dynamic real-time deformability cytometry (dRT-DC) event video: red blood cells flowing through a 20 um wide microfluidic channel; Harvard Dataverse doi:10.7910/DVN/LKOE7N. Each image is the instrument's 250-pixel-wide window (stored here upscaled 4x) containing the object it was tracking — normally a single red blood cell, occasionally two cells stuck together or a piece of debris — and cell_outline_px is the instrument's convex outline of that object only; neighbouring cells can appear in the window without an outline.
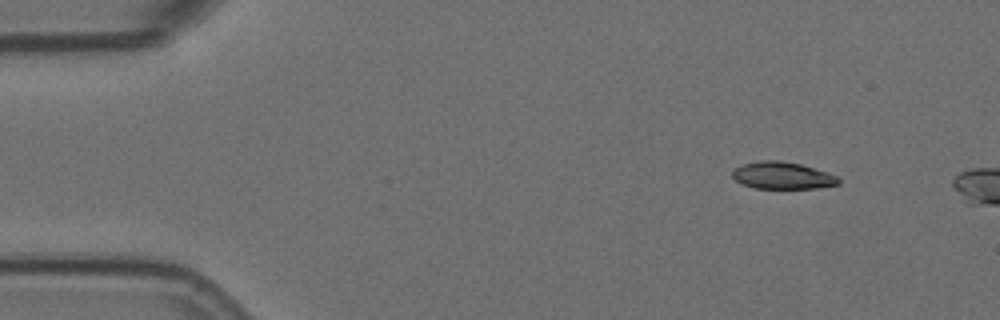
{"species": "Egyptian fruit bat (a non-hibernating species)", "species_latin": "Rousettus aegyptiacus", "temperature_condition": "room temperature", "stored_images_in_passage": 5, "camera_frame_rate_fps": 3000, "um_per_image_px": 0.085, "animal": {"sex": "female"}, "frame": {"image": 1, "passage_image": 1, "time_ms": 0.0, "image_size_px": [1000, 320], "cell_outline_px": [[840, 184], [816, 188], [756, 188], [744, 184], [736, 180], [732, 176], [732, 172], [736, 168], [744, 164], [760, 160], [780, 160], [800, 164], [828, 172], [836, 176], [840, 180]], "centroid_in_image_um": [66.53, 14.91], "position_along_channel_um": 18.5, "area_um2": 16.59}}